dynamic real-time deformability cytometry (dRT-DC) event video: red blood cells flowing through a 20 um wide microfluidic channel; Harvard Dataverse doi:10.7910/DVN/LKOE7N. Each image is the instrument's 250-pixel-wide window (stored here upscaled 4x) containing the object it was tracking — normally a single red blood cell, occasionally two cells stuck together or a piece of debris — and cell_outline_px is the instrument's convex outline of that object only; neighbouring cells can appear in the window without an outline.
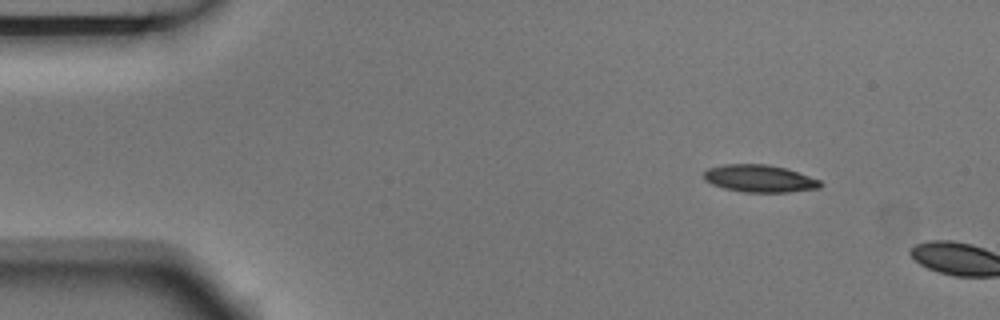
{"species": "Egyptian fruit bat (a non-hibernating species)", "species_latin": "Rousettus aegyptiacus", "temperature_condition": "room temperature", "stored_images_in_passage": 2, "camera_frame_rate_fps": 3000, "um_per_image_px": 0.085, "animal": {"sex": "male"}, "frame": {"image": 1, "passage_image": 1, "time_ms": 0.0, "image_size_px": [1000, 320], "cell_outline_px": [[824, 184], [820, 188], [788, 192], [744, 192], [724, 188], [712, 184], [704, 180], [704, 172], [708, 168], [724, 164], [768, 164], [784, 168], [820, 180]], "centroid_in_image_um": [64.55, 15.18], "position_along_channel_um": 20.4, "area_um2": 18.5}}